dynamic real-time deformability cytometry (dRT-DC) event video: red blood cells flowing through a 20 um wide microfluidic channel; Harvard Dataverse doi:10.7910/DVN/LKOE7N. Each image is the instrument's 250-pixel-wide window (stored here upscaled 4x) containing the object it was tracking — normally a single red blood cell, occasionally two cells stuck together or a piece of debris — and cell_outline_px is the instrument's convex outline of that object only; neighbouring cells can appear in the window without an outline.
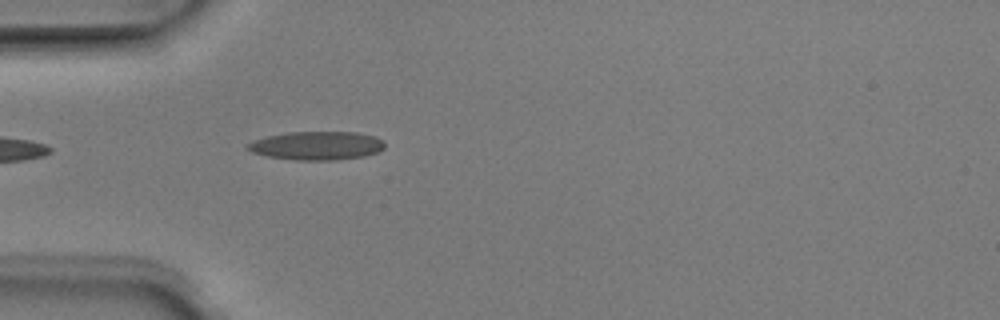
{"species": "Egyptian fruit bat (a non-hibernating species)", "species_latin": "Rousettus aegyptiacus", "temperature_condition": "room temperature", "stored_images_in_passage": 4, "camera_frame_rate_fps": 3000, "um_per_image_px": 0.085, "animal": {"sex": "male"}, "frame": {"image": 1, "passage_image": 4, "time_ms": 1.0, "image_size_px": [1000, 320], "cell_outline_px": [[384, 148], [376, 152], [364, 156], [336, 160], [296, 160], [268, 156], [252, 152], [244, 148], [244, 144], [252, 140], [268, 136], [288, 132], [356, 132], [376, 136], [384, 140]], "centroid_in_image_um": [26.9, 12.37], "position_along_channel_um": 58.1, "area_um2": 22.95}}